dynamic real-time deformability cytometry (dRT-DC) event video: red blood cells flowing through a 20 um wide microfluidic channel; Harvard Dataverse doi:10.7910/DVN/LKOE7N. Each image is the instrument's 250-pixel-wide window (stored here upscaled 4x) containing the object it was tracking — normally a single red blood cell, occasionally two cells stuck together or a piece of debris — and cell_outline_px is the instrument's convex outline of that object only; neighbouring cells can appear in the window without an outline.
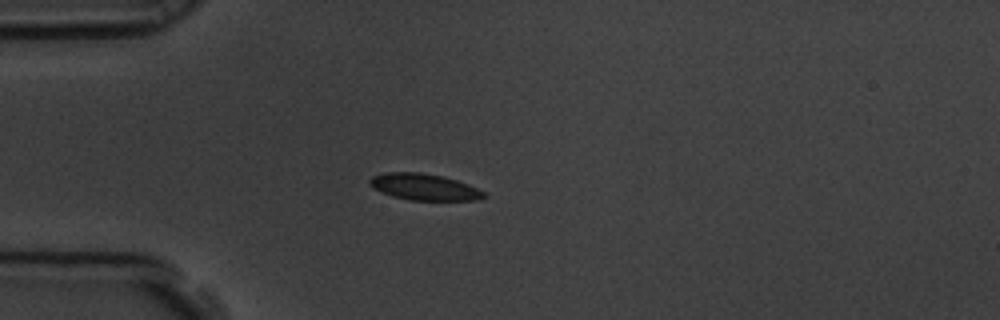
{"species": "common noctule bat (a hibernating species)", "species_latin": "Nyctalus noctula", "temperature_condition": "room temperature", "stored_images_in_passage": 11, "camera_frame_rate_fps": 3000, "um_per_image_px": 0.085, "animal": {"sex": "male", "body_mass_g": 19.5, "forearm_length_mm": 54.6}, "frame": {"image": 1, "passage_image": 5, "time_ms": 1.333, "image_size_px": [1000, 320], "cell_outline_px": [[488, 196], [476, 200], [408, 200], [392, 196], [372, 188], [368, 184], [368, 180], [372, 176], [384, 172], [420, 172], [440, 176], [456, 180], [468, 184], [484, 192]], "centroid_in_image_um": [36.01, 15.89], "position_along_channel_um": 49.0, "area_um2": 17.63}}
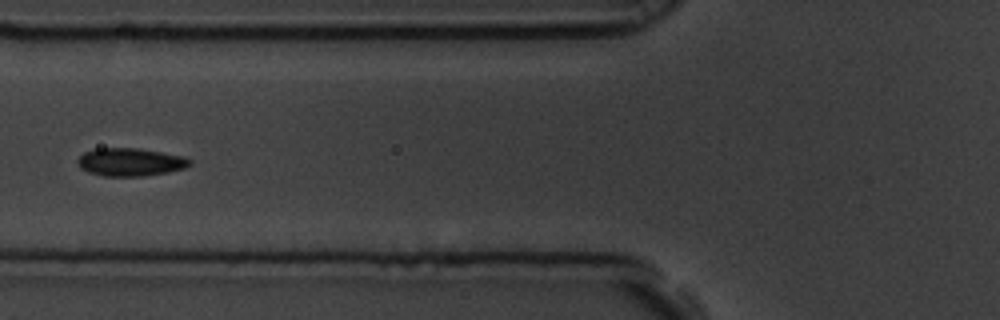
{"frame": {"image": 2, "passage_image": 7, "time_ms": 2.0, "image_size_px": [1000, 320], "cell_outline_px": [[192, 164], [184, 168], [168, 172], [144, 176], [104, 176], [88, 172], [80, 168], [76, 164], [76, 160], [84, 152], [96, 148], [136, 148], [184, 156], [192, 160]], "centroid_in_image_um": [11.06, 13.78], "position_along_channel_um": 114.7, "area_um2": 18.38}}
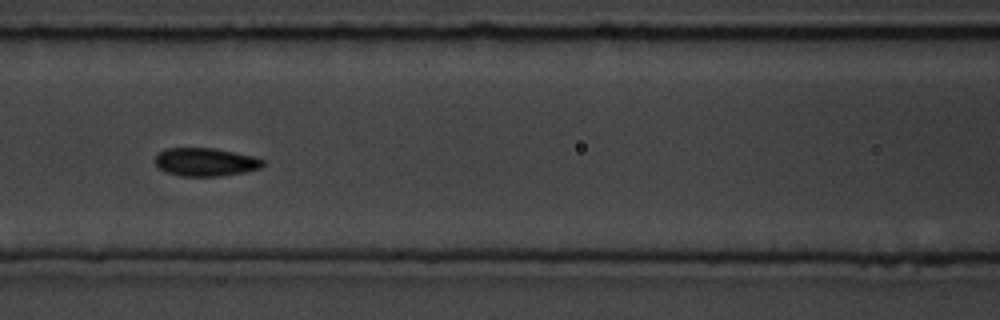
{"frame": {"image": 3, "passage_image": 8, "time_ms": 2.333, "image_size_px": [1000, 320], "cell_outline_px": [[264, 164], [260, 168], [244, 172], [220, 176], [180, 176], [168, 172], [160, 168], [156, 164], [156, 156], [164, 148], [216, 148], [252, 156], [264, 160]], "centroid_in_image_um": [17.48, 13.77], "position_along_channel_um": 149.1, "area_um2": 17.57}}